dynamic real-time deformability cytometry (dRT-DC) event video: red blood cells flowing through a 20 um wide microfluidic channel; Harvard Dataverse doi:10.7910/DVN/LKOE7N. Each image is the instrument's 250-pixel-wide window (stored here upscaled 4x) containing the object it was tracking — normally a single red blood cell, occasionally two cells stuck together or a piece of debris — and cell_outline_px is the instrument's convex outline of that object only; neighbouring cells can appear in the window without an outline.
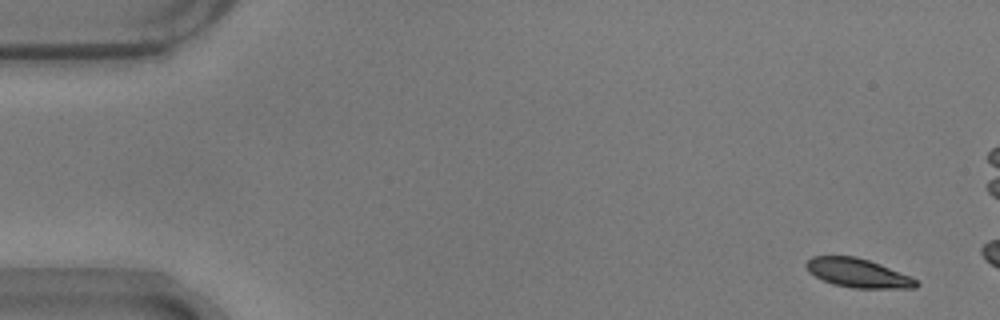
{"species": "common noctule bat (a hibernating species)", "species_latin": "Nyctalus noctula", "temperature_condition": "warm", "stored_images_in_passage": 8, "camera_frame_rate_fps": 3000, "um_per_image_px": 0.085, "animal": {"sex": "male", "body_mass_g": 17.9}, "frame": {"image": 1, "passage_image": 1, "time_ms": 0.0, "image_size_px": [1000, 320], "cell_outline_px": [[920, 284], [916, 288], [852, 288], [832, 284], [808, 272], [804, 264], [812, 256], [856, 256], [880, 264], [912, 276]], "centroid_in_image_um": [72.93, 23.21], "position_along_channel_um": 12.1, "area_um2": 18.61}}